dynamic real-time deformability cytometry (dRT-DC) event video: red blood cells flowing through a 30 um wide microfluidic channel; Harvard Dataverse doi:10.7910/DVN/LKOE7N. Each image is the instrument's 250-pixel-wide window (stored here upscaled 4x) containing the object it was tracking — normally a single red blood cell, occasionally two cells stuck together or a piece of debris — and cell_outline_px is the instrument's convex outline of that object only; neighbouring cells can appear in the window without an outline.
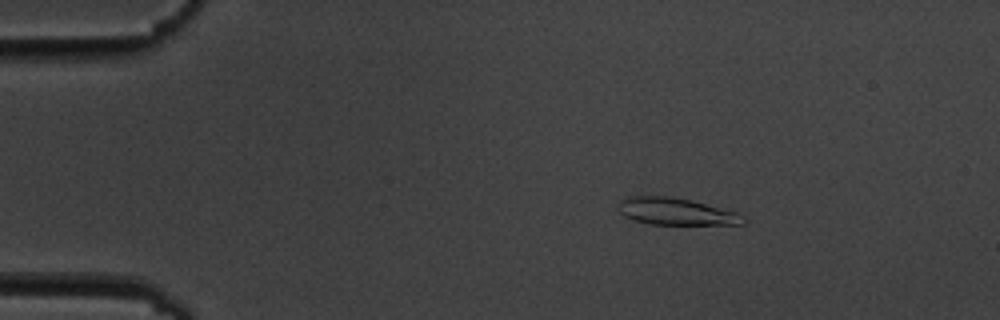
{"species": "common noctule bat (a hibernating species)", "species_latin": "Nyctalus noctula", "temperature_condition": "cold", "stored_images_in_passage": 5, "camera_frame_rate_fps": 3000, "um_per_image_px": 0.085, "animal": {"sex": "male", "body_mass_g": 19.5, "forearm_length_mm": 54.6}, "frame": {"image": 1, "passage_image": 3, "time_ms": 2.333, "image_size_px": [1000, 320], "cell_outline_px": [[748, 220], [744, 224], [648, 224], [624, 216], [620, 212], [616, 204], [624, 196], [668, 196], [692, 200], [736, 212], [744, 216]], "centroid_in_image_um": [57.43, 17.97], "position_along_channel_um": 27.6, "area_um2": 19.77}}